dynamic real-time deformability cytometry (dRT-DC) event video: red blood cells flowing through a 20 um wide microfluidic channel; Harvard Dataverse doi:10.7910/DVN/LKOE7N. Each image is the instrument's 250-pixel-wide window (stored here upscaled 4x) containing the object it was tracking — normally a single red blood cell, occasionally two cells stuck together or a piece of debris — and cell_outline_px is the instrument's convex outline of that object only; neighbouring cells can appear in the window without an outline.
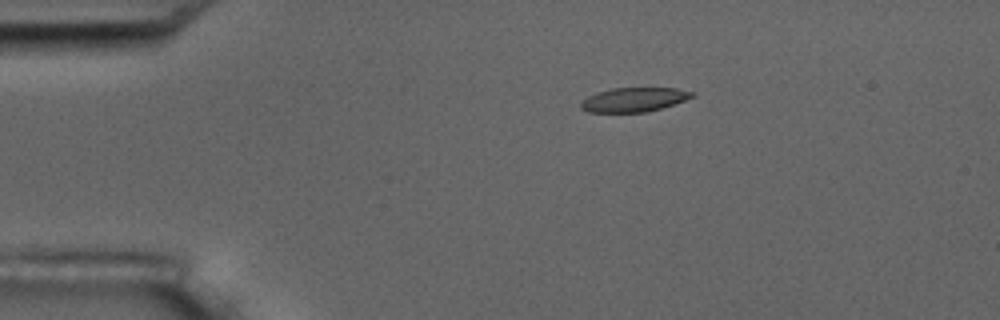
{"species": "common noctule bat (a hibernating species)", "species_latin": "Nyctalus noctula", "temperature_condition": "room temperature", "stored_images_in_passage": 3, "camera_frame_rate_fps": 3000, "um_per_image_px": 0.085, "animal": {"sex": "male", "body_mass_g": 17.5, "forearm_length_mm": 52.3}, "frame": {"image": 1, "passage_image": 2, "time_ms": 1.0, "image_size_px": [1000, 320], "cell_outline_px": [[696, 96], [660, 108], [644, 112], [588, 112], [580, 108], [580, 100], [596, 92], [612, 88], [676, 88], [696, 92]], "centroid_in_image_um": [53.85, 8.46], "position_along_channel_um": 31.1, "area_um2": 15.72}}